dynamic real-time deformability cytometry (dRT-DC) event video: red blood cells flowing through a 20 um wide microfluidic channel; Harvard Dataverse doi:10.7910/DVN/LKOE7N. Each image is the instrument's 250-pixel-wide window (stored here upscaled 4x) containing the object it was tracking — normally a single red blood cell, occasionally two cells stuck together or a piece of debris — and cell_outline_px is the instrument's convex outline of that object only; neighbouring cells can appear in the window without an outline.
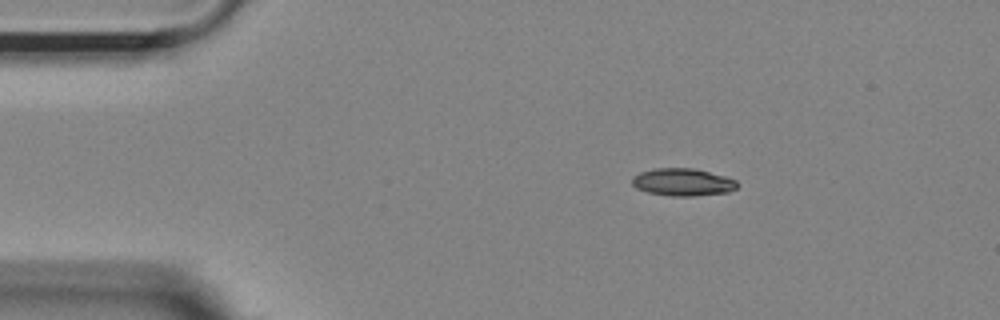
{"species": "Egyptian fruit bat (a non-hibernating species)", "species_latin": "Rousettus aegyptiacus", "temperature_condition": "room temperature", "stored_images_in_passage": 46, "camera_frame_rate_fps": 3000, "um_per_image_px": 0.085, "animal": {"sex": "female"}, "frame": {"image": 1, "passage_image": 1, "time_ms": 0.0, "image_size_px": [1000, 320], "cell_outline_px": [[736, 188], [728, 192], [692, 196], [672, 196], [648, 192], [636, 188], [632, 184], [632, 176], [640, 172], [656, 168], [692, 168], [724, 176], [736, 180]], "centroid_in_image_um": [57.99, 15.48], "position_along_channel_um": 27.0, "area_um2": 16.65}}
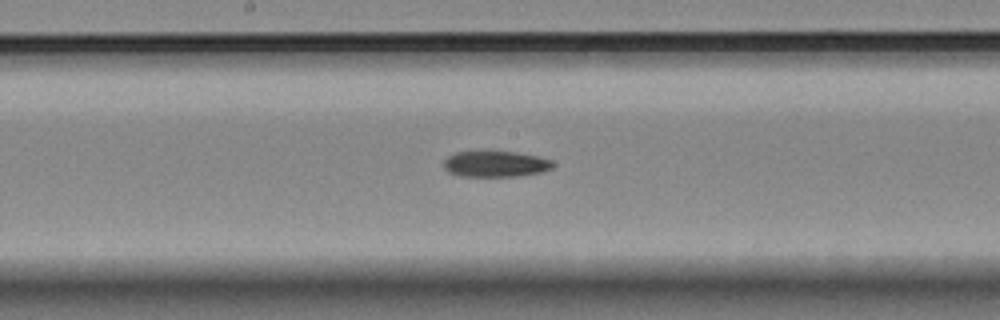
{"frame": {"image": 2, "passage_image": 20, "time_ms": 6.333, "image_size_px": [1000, 320], "cell_outline_px": [[556, 164], [552, 168], [544, 172], [516, 176], [460, 176], [448, 172], [444, 168], [444, 160], [448, 156], [456, 152], [516, 152], [536, 156], [552, 160]], "centroid_in_image_um": [42.14, 13.95], "position_along_channel_um": 206.1, "area_um2": 16.47}}
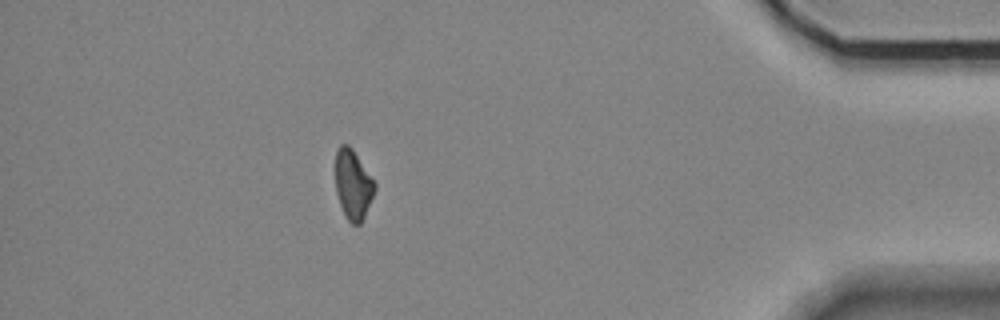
{"frame": {"image": 3, "passage_image": 40, "time_ms": 13.0, "image_size_px": [1000, 320], "cell_outline_px": [[376, 188], [364, 216], [360, 224], [352, 224], [344, 216], [336, 192], [336, 152], [340, 144], [348, 144], [352, 148], [376, 184]], "centroid_in_image_um": [30.0, 15.69], "position_along_channel_um": 405.2, "area_um2": 15.72}, "authors_computed_cell_mechanics": {"area_um2": 16.9932, "velocity_mm_per_s": 3.6902, "shape_relaxation_time_tau1_ms": 5.1434, "shape_relaxation_time_tau2_ms": null, "deformation_change_tau1": 0.1145, "deformation_change_tau2": null}}